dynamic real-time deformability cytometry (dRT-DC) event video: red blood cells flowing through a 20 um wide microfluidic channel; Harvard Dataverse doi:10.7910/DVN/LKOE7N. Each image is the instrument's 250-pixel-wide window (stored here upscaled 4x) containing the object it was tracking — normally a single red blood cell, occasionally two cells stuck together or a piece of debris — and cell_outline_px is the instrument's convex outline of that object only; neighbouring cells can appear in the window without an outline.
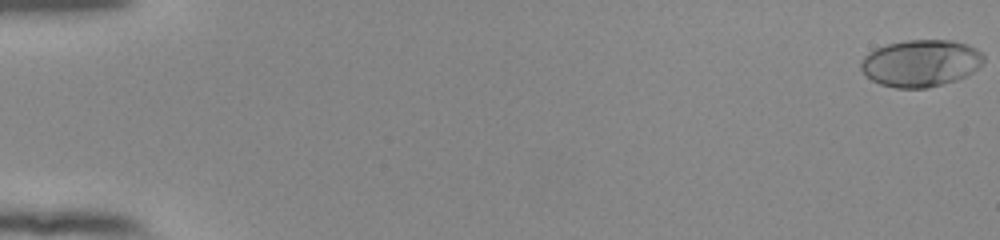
{"species": "human", "species_latin": "Homo sapiens", "temperature_condition": "room temperature", "stored_images_in_passage": 55, "camera_frame_rate_fps": 3000, "um_per_image_px": 0.085, "donor": {"sex": "female"}, "frame": {"image": 1, "passage_image": 1, "time_ms": 0.0, "image_size_px": [1000, 240], "cell_outline_px": [[984, 60], [980, 68], [956, 80], [928, 88], [896, 88], [880, 84], [872, 80], [860, 68], [860, 64], [864, 56], [868, 52], [876, 48], [888, 44], [908, 40], [952, 40], [968, 44], [976, 48], [984, 56]], "centroid_in_image_um": [78.28, 5.36], "position_along_channel_um": 6.7, "area_um2": 33.64}}
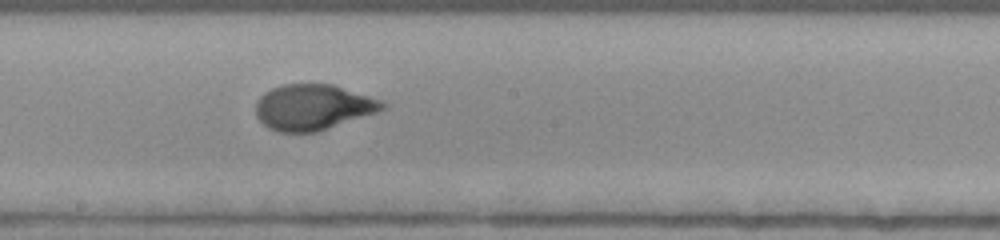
{"frame": {"image": 2, "passage_image": 32, "time_ms": 10.333, "image_size_px": [1000, 240], "cell_outline_px": [[388, 108], [316, 132], [276, 132], [268, 128], [256, 116], [256, 100], [264, 92], [272, 88], [284, 84], [332, 84], [384, 100], [388, 104]], "centroid_in_image_um": [26.61, 9.1], "position_along_channel_um": 221.6, "area_um2": 33.81}}
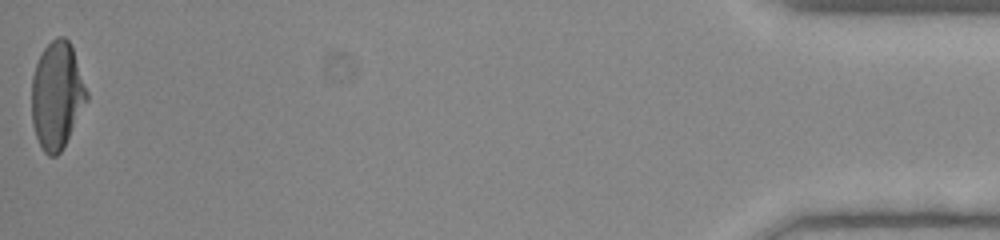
{"frame": {"image": 3, "passage_image": 55, "time_ms": 18.0, "image_size_px": [1000, 240], "cell_outline_px": [[88, 100], [60, 152], [56, 156], [48, 156], [44, 152], [36, 136], [32, 124], [32, 76], [36, 64], [44, 48], [56, 36], [64, 36], [72, 44], [88, 92]], "centroid_in_image_um": [4.85, 8.07], "position_along_channel_um": 430.4, "area_um2": 34.33}, "authors_computed_cell_mechanics": {"area_um2": 33.6974, "velocity_mm_per_s": 3.879, "shape_relaxation_time_tau1_ms": 5.0379, "shape_relaxation_time_tau2_ms": null, "deformation_change_tau1": 0.2477, "deformation_change_tau2": null}}